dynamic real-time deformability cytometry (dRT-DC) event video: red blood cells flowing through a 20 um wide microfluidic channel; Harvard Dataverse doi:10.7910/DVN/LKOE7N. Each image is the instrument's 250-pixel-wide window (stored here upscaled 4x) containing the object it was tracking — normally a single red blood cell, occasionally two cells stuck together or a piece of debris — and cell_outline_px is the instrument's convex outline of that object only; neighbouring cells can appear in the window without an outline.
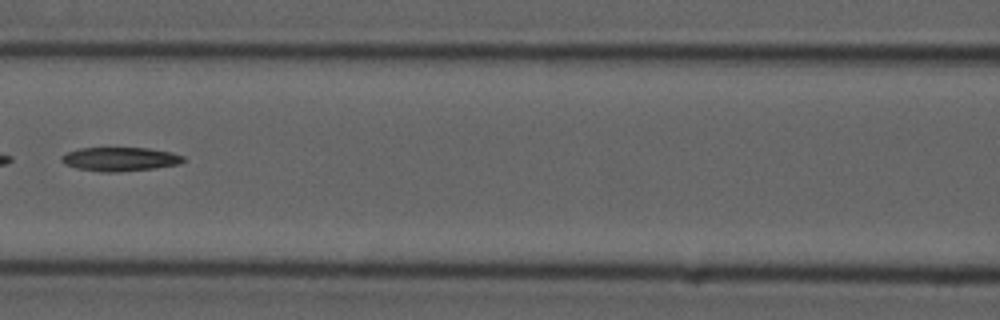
{"species": "common noctule bat (a hibernating species)", "species_latin": "Nyctalus noctula", "temperature_condition": "cold", "stored_images_in_passage": 7, "camera_frame_rate_fps": 3000, "um_per_image_px": 0.085, "animal": {"sex": "male", "forearm_length_mm": 52.5}, "frame": {"image": 1, "passage_image": 7, "time_ms": 7.333, "image_size_px": [1000, 320], "cell_outline_px": [[184, 160], [180, 164], [152, 168], [116, 172], [100, 172], [76, 168], [64, 164], [60, 160], [60, 156], [68, 152], [80, 148], [148, 148], [172, 152], [184, 156]], "centroid_in_image_um": [10.17, 13.52], "position_along_channel_um": 156.4, "area_um2": 16.94}}